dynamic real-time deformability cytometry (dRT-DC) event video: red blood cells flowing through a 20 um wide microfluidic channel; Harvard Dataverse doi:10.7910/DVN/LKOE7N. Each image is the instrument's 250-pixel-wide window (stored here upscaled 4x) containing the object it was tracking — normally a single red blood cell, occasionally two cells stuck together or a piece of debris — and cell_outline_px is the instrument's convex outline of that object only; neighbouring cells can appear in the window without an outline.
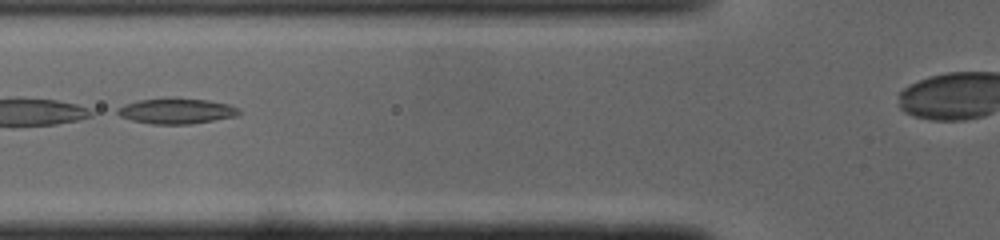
{"species": "common noctule bat (a hibernating species)", "species_latin": "Nyctalus noctula", "temperature_condition": "cold", "stored_images_in_passage": 30, "camera_frame_rate_fps": 3000, "um_per_image_px": 0.085, "animal": {"sex": "male", "body_mass_g": 19.0, "forearm_length_mm": 50.8}, "frame": {"image": 1, "passage_image": 5, "time_ms": 1.333, "image_size_px": [1000, 240], "cell_outline_px": [[240, 112], [236, 116], [188, 124], [152, 124], [132, 120], [120, 116], [116, 112], [116, 108], [124, 104], [140, 100], [208, 100], [228, 104], [240, 108]], "centroid_in_image_um": [14.98, 9.46], "position_along_channel_um": 110.8, "area_um2": 17.34}, "authors_computed_cell_mechanics": {"area_um2": 18.1203, "velocity_mm_per_s": 4.0857, "shape_relaxation_time_tau1_ms": null, "shape_relaxation_time_tau2_ms": 2.2702, "deformation_change_tau1": null, "deformation_change_tau2": 0.0679}}